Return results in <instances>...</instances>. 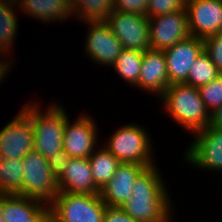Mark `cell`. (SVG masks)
I'll return each mask as SVG.
<instances>
[{"label":"cell","mask_w":222,"mask_h":222,"mask_svg":"<svg viewBox=\"0 0 222 222\" xmlns=\"http://www.w3.org/2000/svg\"><path fill=\"white\" fill-rule=\"evenodd\" d=\"M157 167V163L147 167L138 176L132 189L133 197L120 207L138 222L173 221L172 196Z\"/></svg>","instance_id":"6da1fadb"},{"label":"cell","mask_w":222,"mask_h":222,"mask_svg":"<svg viewBox=\"0 0 222 222\" xmlns=\"http://www.w3.org/2000/svg\"><path fill=\"white\" fill-rule=\"evenodd\" d=\"M41 110L39 102H27L20 108L31 120L34 132V150L47 161L63 149V135L68 114L59 101Z\"/></svg>","instance_id":"7a4b0ae2"},{"label":"cell","mask_w":222,"mask_h":222,"mask_svg":"<svg viewBox=\"0 0 222 222\" xmlns=\"http://www.w3.org/2000/svg\"><path fill=\"white\" fill-rule=\"evenodd\" d=\"M158 99L166 116H170L188 133L194 134L210 124V113L205 108L198 87L173 83Z\"/></svg>","instance_id":"3957f363"},{"label":"cell","mask_w":222,"mask_h":222,"mask_svg":"<svg viewBox=\"0 0 222 222\" xmlns=\"http://www.w3.org/2000/svg\"><path fill=\"white\" fill-rule=\"evenodd\" d=\"M143 126L129 123L119 126L109 139L104 140V146L121 163H135L140 165H155L151 135Z\"/></svg>","instance_id":"277c9868"},{"label":"cell","mask_w":222,"mask_h":222,"mask_svg":"<svg viewBox=\"0 0 222 222\" xmlns=\"http://www.w3.org/2000/svg\"><path fill=\"white\" fill-rule=\"evenodd\" d=\"M105 208L99 193L59 192L49 205L51 222H104Z\"/></svg>","instance_id":"5b68a950"},{"label":"cell","mask_w":222,"mask_h":222,"mask_svg":"<svg viewBox=\"0 0 222 222\" xmlns=\"http://www.w3.org/2000/svg\"><path fill=\"white\" fill-rule=\"evenodd\" d=\"M22 160L24 162L22 196L49 206L59 193V187L48 161L35 150L28 152Z\"/></svg>","instance_id":"8992f818"},{"label":"cell","mask_w":222,"mask_h":222,"mask_svg":"<svg viewBox=\"0 0 222 222\" xmlns=\"http://www.w3.org/2000/svg\"><path fill=\"white\" fill-rule=\"evenodd\" d=\"M194 140L183 152V159L192 167L222 173V129L206 126L195 132Z\"/></svg>","instance_id":"52a82bcc"},{"label":"cell","mask_w":222,"mask_h":222,"mask_svg":"<svg viewBox=\"0 0 222 222\" xmlns=\"http://www.w3.org/2000/svg\"><path fill=\"white\" fill-rule=\"evenodd\" d=\"M105 22L124 49L140 52L150 49L148 16L112 10Z\"/></svg>","instance_id":"ba28073f"},{"label":"cell","mask_w":222,"mask_h":222,"mask_svg":"<svg viewBox=\"0 0 222 222\" xmlns=\"http://www.w3.org/2000/svg\"><path fill=\"white\" fill-rule=\"evenodd\" d=\"M83 23L89 27L83 41L85 55L95 64L111 68L124 50L123 45L105 21H86Z\"/></svg>","instance_id":"9c48e42d"},{"label":"cell","mask_w":222,"mask_h":222,"mask_svg":"<svg viewBox=\"0 0 222 222\" xmlns=\"http://www.w3.org/2000/svg\"><path fill=\"white\" fill-rule=\"evenodd\" d=\"M68 120L65 124L63 135V150L71 158H88L98 147V130L95 118L88 113L81 114L72 123Z\"/></svg>","instance_id":"30bf717a"},{"label":"cell","mask_w":222,"mask_h":222,"mask_svg":"<svg viewBox=\"0 0 222 222\" xmlns=\"http://www.w3.org/2000/svg\"><path fill=\"white\" fill-rule=\"evenodd\" d=\"M34 150V132L30 118L20 109L11 121L0 129V157L22 159Z\"/></svg>","instance_id":"8fae6325"},{"label":"cell","mask_w":222,"mask_h":222,"mask_svg":"<svg viewBox=\"0 0 222 222\" xmlns=\"http://www.w3.org/2000/svg\"><path fill=\"white\" fill-rule=\"evenodd\" d=\"M148 18L150 49L164 51L191 36L186 10Z\"/></svg>","instance_id":"7c38bea8"},{"label":"cell","mask_w":222,"mask_h":222,"mask_svg":"<svg viewBox=\"0 0 222 222\" xmlns=\"http://www.w3.org/2000/svg\"><path fill=\"white\" fill-rule=\"evenodd\" d=\"M191 36L206 38L222 31V0H186Z\"/></svg>","instance_id":"4fadbf2b"},{"label":"cell","mask_w":222,"mask_h":222,"mask_svg":"<svg viewBox=\"0 0 222 222\" xmlns=\"http://www.w3.org/2000/svg\"><path fill=\"white\" fill-rule=\"evenodd\" d=\"M204 51L203 39L190 36L164 50L169 85L184 83L194 61Z\"/></svg>","instance_id":"5bb4252c"},{"label":"cell","mask_w":222,"mask_h":222,"mask_svg":"<svg viewBox=\"0 0 222 222\" xmlns=\"http://www.w3.org/2000/svg\"><path fill=\"white\" fill-rule=\"evenodd\" d=\"M153 165L121 163L111 180L100 190L106 206L121 207L133 197L132 189L138 176Z\"/></svg>","instance_id":"9a60e30c"},{"label":"cell","mask_w":222,"mask_h":222,"mask_svg":"<svg viewBox=\"0 0 222 222\" xmlns=\"http://www.w3.org/2000/svg\"><path fill=\"white\" fill-rule=\"evenodd\" d=\"M169 86L165 54L148 49L143 52L139 81L135 87L156 97H161Z\"/></svg>","instance_id":"2e32d148"},{"label":"cell","mask_w":222,"mask_h":222,"mask_svg":"<svg viewBox=\"0 0 222 222\" xmlns=\"http://www.w3.org/2000/svg\"><path fill=\"white\" fill-rule=\"evenodd\" d=\"M5 222H51L49 206L18 194L4 193Z\"/></svg>","instance_id":"e0dca14e"},{"label":"cell","mask_w":222,"mask_h":222,"mask_svg":"<svg viewBox=\"0 0 222 222\" xmlns=\"http://www.w3.org/2000/svg\"><path fill=\"white\" fill-rule=\"evenodd\" d=\"M59 192L93 194L100 193L95 185L88 158H71L57 179Z\"/></svg>","instance_id":"ac0fdd59"},{"label":"cell","mask_w":222,"mask_h":222,"mask_svg":"<svg viewBox=\"0 0 222 222\" xmlns=\"http://www.w3.org/2000/svg\"><path fill=\"white\" fill-rule=\"evenodd\" d=\"M20 13L42 23L66 22L72 16L71 0H17Z\"/></svg>","instance_id":"d6986e66"},{"label":"cell","mask_w":222,"mask_h":222,"mask_svg":"<svg viewBox=\"0 0 222 222\" xmlns=\"http://www.w3.org/2000/svg\"><path fill=\"white\" fill-rule=\"evenodd\" d=\"M17 9V1L0 0V49L11 59V50H14L13 46L19 33Z\"/></svg>","instance_id":"ffe728a7"},{"label":"cell","mask_w":222,"mask_h":222,"mask_svg":"<svg viewBox=\"0 0 222 222\" xmlns=\"http://www.w3.org/2000/svg\"><path fill=\"white\" fill-rule=\"evenodd\" d=\"M93 180L95 185L101 190L114 176L121 162L115 158L104 146H99L88 157Z\"/></svg>","instance_id":"44dd1931"},{"label":"cell","mask_w":222,"mask_h":222,"mask_svg":"<svg viewBox=\"0 0 222 222\" xmlns=\"http://www.w3.org/2000/svg\"><path fill=\"white\" fill-rule=\"evenodd\" d=\"M22 159L0 157V192L22 196V180L24 174Z\"/></svg>","instance_id":"7402d4cb"},{"label":"cell","mask_w":222,"mask_h":222,"mask_svg":"<svg viewBox=\"0 0 222 222\" xmlns=\"http://www.w3.org/2000/svg\"><path fill=\"white\" fill-rule=\"evenodd\" d=\"M72 17L79 21H105L113 10V0H71Z\"/></svg>","instance_id":"603a6c76"},{"label":"cell","mask_w":222,"mask_h":222,"mask_svg":"<svg viewBox=\"0 0 222 222\" xmlns=\"http://www.w3.org/2000/svg\"><path fill=\"white\" fill-rule=\"evenodd\" d=\"M142 59L143 52L124 49L116 59L112 68L117 75L121 77V80L123 79L133 88L139 81Z\"/></svg>","instance_id":"cb8c5ba5"},{"label":"cell","mask_w":222,"mask_h":222,"mask_svg":"<svg viewBox=\"0 0 222 222\" xmlns=\"http://www.w3.org/2000/svg\"><path fill=\"white\" fill-rule=\"evenodd\" d=\"M221 74L218 68L212 63L210 57L203 51L194 61L189 70L187 80L184 83L199 88Z\"/></svg>","instance_id":"d4e9b609"},{"label":"cell","mask_w":222,"mask_h":222,"mask_svg":"<svg viewBox=\"0 0 222 222\" xmlns=\"http://www.w3.org/2000/svg\"><path fill=\"white\" fill-rule=\"evenodd\" d=\"M199 92L206 110L212 114L222 106V74L209 83L200 86Z\"/></svg>","instance_id":"484cf974"},{"label":"cell","mask_w":222,"mask_h":222,"mask_svg":"<svg viewBox=\"0 0 222 222\" xmlns=\"http://www.w3.org/2000/svg\"><path fill=\"white\" fill-rule=\"evenodd\" d=\"M186 0H148L147 16L154 17L185 10Z\"/></svg>","instance_id":"4316f807"},{"label":"cell","mask_w":222,"mask_h":222,"mask_svg":"<svg viewBox=\"0 0 222 222\" xmlns=\"http://www.w3.org/2000/svg\"><path fill=\"white\" fill-rule=\"evenodd\" d=\"M204 52L222 73V31L203 39Z\"/></svg>","instance_id":"83f0119b"},{"label":"cell","mask_w":222,"mask_h":222,"mask_svg":"<svg viewBox=\"0 0 222 222\" xmlns=\"http://www.w3.org/2000/svg\"><path fill=\"white\" fill-rule=\"evenodd\" d=\"M148 0H113V10L147 16Z\"/></svg>","instance_id":"f1b7e54d"},{"label":"cell","mask_w":222,"mask_h":222,"mask_svg":"<svg viewBox=\"0 0 222 222\" xmlns=\"http://www.w3.org/2000/svg\"><path fill=\"white\" fill-rule=\"evenodd\" d=\"M70 159L71 157L62 149L54 153L52 159L48 161L50 169L57 179L62 175Z\"/></svg>","instance_id":"f546056e"},{"label":"cell","mask_w":222,"mask_h":222,"mask_svg":"<svg viewBox=\"0 0 222 222\" xmlns=\"http://www.w3.org/2000/svg\"><path fill=\"white\" fill-rule=\"evenodd\" d=\"M104 222H138L120 207L106 206Z\"/></svg>","instance_id":"4dcf8cb0"},{"label":"cell","mask_w":222,"mask_h":222,"mask_svg":"<svg viewBox=\"0 0 222 222\" xmlns=\"http://www.w3.org/2000/svg\"><path fill=\"white\" fill-rule=\"evenodd\" d=\"M210 126L222 129V106L210 114Z\"/></svg>","instance_id":"1f68e13d"},{"label":"cell","mask_w":222,"mask_h":222,"mask_svg":"<svg viewBox=\"0 0 222 222\" xmlns=\"http://www.w3.org/2000/svg\"><path fill=\"white\" fill-rule=\"evenodd\" d=\"M0 56H1L0 57V68H3L7 73H10V71L12 69L11 67L13 66L14 56H13V59L8 58V55L1 49H0Z\"/></svg>","instance_id":"d6a6232c"},{"label":"cell","mask_w":222,"mask_h":222,"mask_svg":"<svg viewBox=\"0 0 222 222\" xmlns=\"http://www.w3.org/2000/svg\"><path fill=\"white\" fill-rule=\"evenodd\" d=\"M4 193L0 192V218H3Z\"/></svg>","instance_id":"836d02e7"},{"label":"cell","mask_w":222,"mask_h":222,"mask_svg":"<svg viewBox=\"0 0 222 222\" xmlns=\"http://www.w3.org/2000/svg\"><path fill=\"white\" fill-rule=\"evenodd\" d=\"M6 75H8V73L3 68H0V85H2L1 83L6 78Z\"/></svg>","instance_id":"e575fe53"},{"label":"cell","mask_w":222,"mask_h":222,"mask_svg":"<svg viewBox=\"0 0 222 222\" xmlns=\"http://www.w3.org/2000/svg\"><path fill=\"white\" fill-rule=\"evenodd\" d=\"M0 222H5L3 218H0Z\"/></svg>","instance_id":"d590c367"}]
</instances>
